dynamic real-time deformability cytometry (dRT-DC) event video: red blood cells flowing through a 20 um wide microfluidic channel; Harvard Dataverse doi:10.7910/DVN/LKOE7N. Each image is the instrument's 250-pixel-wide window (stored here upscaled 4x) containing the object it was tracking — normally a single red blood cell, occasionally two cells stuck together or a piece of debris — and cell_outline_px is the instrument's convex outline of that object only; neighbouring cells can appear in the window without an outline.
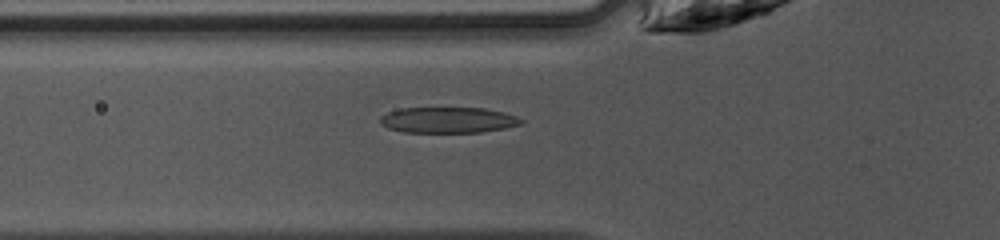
{"species": "common noctule bat (a hibernating species)", "species_latin": "Nyctalus noctula", "temperature_condition": "warm", "stored_images_in_passage": 46, "camera_frame_rate_fps": 3000, "um_per_image_px": 0.085, "animal": {"sex": "female", "body_mass_g": 10.0, "forearm_length_mm": 53.1}, "frame": {"image": 1, "passage_image": 16, "time_ms": 5.0, "image_size_px": [1000, 240], "cell_outline_px": [[524, 124], [504, 128], [480, 132], [404, 132], [388, 128], [380, 124], [380, 116], [388, 112], [400, 108], [484, 108], [504, 112], [516, 116], [524, 120]], "centroid_in_image_um": [38.09, 10.2], "position_along_channel_um": 87.7, "area_um2": 21.27}}
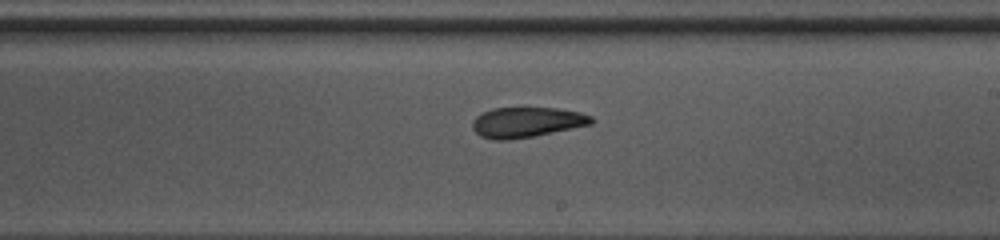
{"frame": {"image": 2, "passage_image": 27, "time_ms": 8.667, "image_size_px": [1000, 240], "cell_outline_px": [[596, 120], [592, 124], [532, 136], [504, 140], [496, 140], [480, 136], [472, 128], [472, 120], [476, 116], [492, 108], [556, 108], [580, 112], [592, 116]], "centroid_in_image_um": [44.77, 10.38], "position_along_channel_um": 244.2, "area_um2": 20.81}}
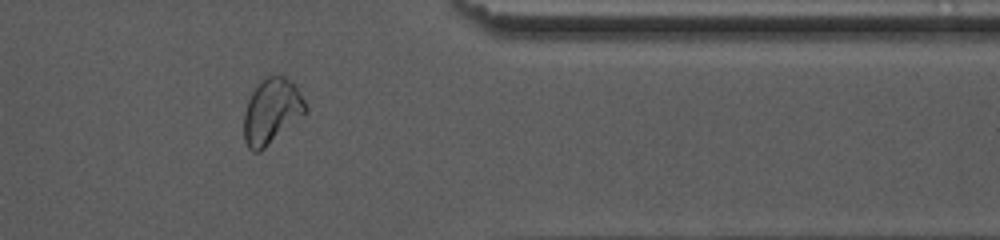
{"frame": {"image": 3, "passage_image": 38, "time_ms": 12.333, "image_size_px": [1000, 240], "cell_outline_px": [[308, 112], [260, 152], [252, 152], [248, 148], [244, 140], [244, 112], [248, 100], [252, 92], [268, 76], [284, 76], [300, 92], [308, 108]], "centroid_in_image_um": [23.09, 9.51], "position_along_channel_um": 388.3, "area_um2": 23.24}, "authors_computed_cell_mechanics": {"area_um2": 22.253, "velocity_mm_per_s": 4.2454, "shape_relaxation_time_tau1_ms": 2.9655, "shape_relaxation_time_tau2_ms": 1.9551, "deformation_change_tau1": 0.1373, "deformation_change_tau2": 0.1019}}